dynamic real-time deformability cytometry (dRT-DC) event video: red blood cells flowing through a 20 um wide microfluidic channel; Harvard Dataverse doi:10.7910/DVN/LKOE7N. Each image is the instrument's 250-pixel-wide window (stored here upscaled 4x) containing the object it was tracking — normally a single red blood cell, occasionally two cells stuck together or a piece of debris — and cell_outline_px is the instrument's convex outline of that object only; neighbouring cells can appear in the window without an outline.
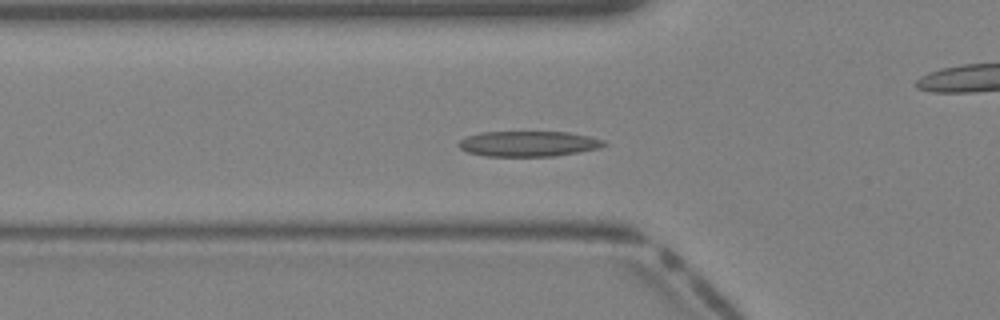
{"species": "Egyptian fruit bat (a non-hibernating species)", "species_latin": "Rousettus aegyptiacus", "temperature_condition": "warm", "stored_images_in_passage": 32, "camera_frame_rate_fps": 3000, "um_per_image_px": 0.085, "animal": {"sex": "female"}, "frame": {"image": 1, "passage_image": 10, "time_ms": 3.0, "image_size_px": [1000, 320], "cell_outline_px": [[608, 144], [600, 148], [556, 156], [484, 156], [468, 152], [460, 148], [456, 144], [460, 140], [468, 136], [480, 132], [568, 132], [588, 136], [604, 140]], "centroid_in_image_um": [44.92, 12.22], "position_along_channel_um": 80.9, "area_um2": 21.56}}
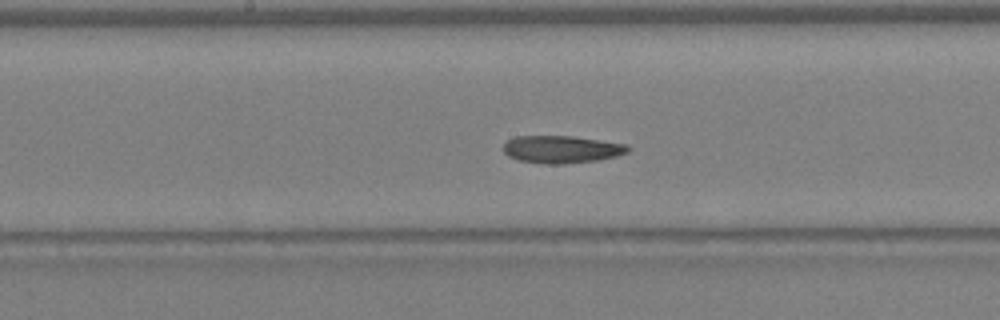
{"frame": {"image": 2, "passage_image": 17, "time_ms": 5.333, "image_size_px": [1000, 320], "cell_outline_px": [[632, 148], [628, 152], [616, 156], [600, 160], [564, 164], [544, 164], [520, 160], [508, 156], [504, 152], [504, 144], [508, 140], [516, 136], [572, 136], [628, 144]], "centroid_in_image_um": [47.78, 12.69], "position_along_channel_um": 200.4, "area_um2": 20.06}}
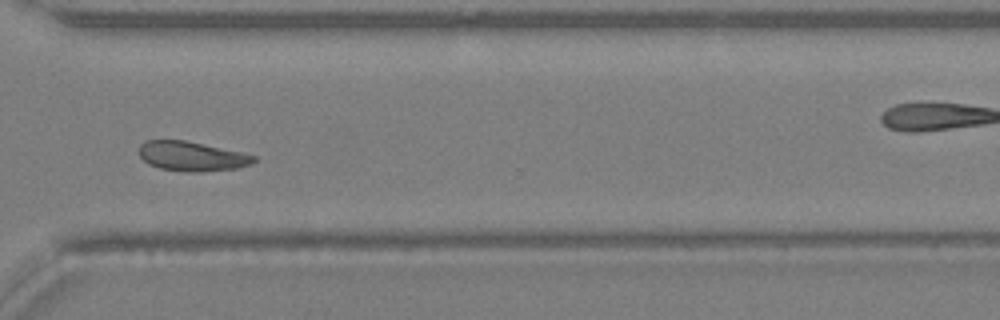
{"frame": {"image": 3, "passage_image": 26, "time_ms": 8.333, "image_size_px": [1000, 320], "cell_outline_px": [[256, 160], [252, 164], [236, 168], [200, 172], [188, 172], [160, 168], [148, 164], [140, 156], [140, 144], [144, 140], [184, 140], [244, 152], [256, 156]], "centroid_in_image_um": [16.33, 13.28], "position_along_channel_um": 354.3, "area_um2": 19.83}}